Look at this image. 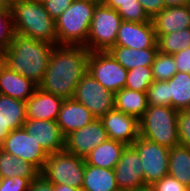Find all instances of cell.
I'll return each mask as SVG.
<instances>
[{
	"instance_id": "obj_22",
	"label": "cell",
	"mask_w": 190,
	"mask_h": 191,
	"mask_svg": "<svg viewBox=\"0 0 190 191\" xmlns=\"http://www.w3.org/2000/svg\"><path fill=\"white\" fill-rule=\"evenodd\" d=\"M126 146L120 141L107 139L85 157V162L100 168L114 169Z\"/></svg>"
},
{
	"instance_id": "obj_4",
	"label": "cell",
	"mask_w": 190,
	"mask_h": 191,
	"mask_svg": "<svg viewBox=\"0 0 190 191\" xmlns=\"http://www.w3.org/2000/svg\"><path fill=\"white\" fill-rule=\"evenodd\" d=\"M97 3L74 0L55 20L57 45L84 46Z\"/></svg>"
},
{
	"instance_id": "obj_30",
	"label": "cell",
	"mask_w": 190,
	"mask_h": 191,
	"mask_svg": "<svg viewBox=\"0 0 190 191\" xmlns=\"http://www.w3.org/2000/svg\"><path fill=\"white\" fill-rule=\"evenodd\" d=\"M158 51L174 55L190 47V28L166 35H156Z\"/></svg>"
},
{
	"instance_id": "obj_19",
	"label": "cell",
	"mask_w": 190,
	"mask_h": 191,
	"mask_svg": "<svg viewBox=\"0 0 190 191\" xmlns=\"http://www.w3.org/2000/svg\"><path fill=\"white\" fill-rule=\"evenodd\" d=\"M94 119L96 117L83 104L69 98L64 99L56 122L62 135L66 137L71 132L88 125Z\"/></svg>"
},
{
	"instance_id": "obj_25",
	"label": "cell",
	"mask_w": 190,
	"mask_h": 191,
	"mask_svg": "<svg viewBox=\"0 0 190 191\" xmlns=\"http://www.w3.org/2000/svg\"><path fill=\"white\" fill-rule=\"evenodd\" d=\"M148 108L146 92L123 88L115 93V109L140 119Z\"/></svg>"
},
{
	"instance_id": "obj_36",
	"label": "cell",
	"mask_w": 190,
	"mask_h": 191,
	"mask_svg": "<svg viewBox=\"0 0 190 191\" xmlns=\"http://www.w3.org/2000/svg\"><path fill=\"white\" fill-rule=\"evenodd\" d=\"M153 191H190L186 186L170 175H165L161 180L150 186Z\"/></svg>"
},
{
	"instance_id": "obj_6",
	"label": "cell",
	"mask_w": 190,
	"mask_h": 191,
	"mask_svg": "<svg viewBox=\"0 0 190 191\" xmlns=\"http://www.w3.org/2000/svg\"><path fill=\"white\" fill-rule=\"evenodd\" d=\"M85 166V158L64 149L48 154L40 175L53 184H67L73 188H82Z\"/></svg>"
},
{
	"instance_id": "obj_40",
	"label": "cell",
	"mask_w": 190,
	"mask_h": 191,
	"mask_svg": "<svg viewBox=\"0 0 190 191\" xmlns=\"http://www.w3.org/2000/svg\"><path fill=\"white\" fill-rule=\"evenodd\" d=\"M144 11L152 19L156 14L160 13L164 8L163 0H138Z\"/></svg>"
},
{
	"instance_id": "obj_5",
	"label": "cell",
	"mask_w": 190,
	"mask_h": 191,
	"mask_svg": "<svg viewBox=\"0 0 190 191\" xmlns=\"http://www.w3.org/2000/svg\"><path fill=\"white\" fill-rule=\"evenodd\" d=\"M179 113L171 106H148L139 119L140 137L168 148L179 145Z\"/></svg>"
},
{
	"instance_id": "obj_20",
	"label": "cell",
	"mask_w": 190,
	"mask_h": 191,
	"mask_svg": "<svg viewBox=\"0 0 190 191\" xmlns=\"http://www.w3.org/2000/svg\"><path fill=\"white\" fill-rule=\"evenodd\" d=\"M151 20L156 35H166L190 28V5L165 7Z\"/></svg>"
},
{
	"instance_id": "obj_39",
	"label": "cell",
	"mask_w": 190,
	"mask_h": 191,
	"mask_svg": "<svg viewBox=\"0 0 190 191\" xmlns=\"http://www.w3.org/2000/svg\"><path fill=\"white\" fill-rule=\"evenodd\" d=\"M173 58L179 72L190 74V47L174 54Z\"/></svg>"
},
{
	"instance_id": "obj_10",
	"label": "cell",
	"mask_w": 190,
	"mask_h": 191,
	"mask_svg": "<svg viewBox=\"0 0 190 191\" xmlns=\"http://www.w3.org/2000/svg\"><path fill=\"white\" fill-rule=\"evenodd\" d=\"M87 72L113 93L125 88L128 71L108 51L90 52Z\"/></svg>"
},
{
	"instance_id": "obj_31",
	"label": "cell",
	"mask_w": 190,
	"mask_h": 191,
	"mask_svg": "<svg viewBox=\"0 0 190 191\" xmlns=\"http://www.w3.org/2000/svg\"><path fill=\"white\" fill-rule=\"evenodd\" d=\"M153 81L151 66H138L128 70L125 88L138 92H147Z\"/></svg>"
},
{
	"instance_id": "obj_48",
	"label": "cell",
	"mask_w": 190,
	"mask_h": 191,
	"mask_svg": "<svg viewBox=\"0 0 190 191\" xmlns=\"http://www.w3.org/2000/svg\"><path fill=\"white\" fill-rule=\"evenodd\" d=\"M88 1H92V2H95L97 4H101L103 2V0H88Z\"/></svg>"
},
{
	"instance_id": "obj_44",
	"label": "cell",
	"mask_w": 190,
	"mask_h": 191,
	"mask_svg": "<svg viewBox=\"0 0 190 191\" xmlns=\"http://www.w3.org/2000/svg\"><path fill=\"white\" fill-rule=\"evenodd\" d=\"M6 67V50L0 48V72Z\"/></svg>"
},
{
	"instance_id": "obj_43",
	"label": "cell",
	"mask_w": 190,
	"mask_h": 191,
	"mask_svg": "<svg viewBox=\"0 0 190 191\" xmlns=\"http://www.w3.org/2000/svg\"><path fill=\"white\" fill-rule=\"evenodd\" d=\"M53 191H83L81 188H73L67 184L58 185L53 184Z\"/></svg>"
},
{
	"instance_id": "obj_23",
	"label": "cell",
	"mask_w": 190,
	"mask_h": 191,
	"mask_svg": "<svg viewBox=\"0 0 190 191\" xmlns=\"http://www.w3.org/2000/svg\"><path fill=\"white\" fill-rule=\"evenodd\" d=\"M108 52L128 71L138 66H151L158 52V47L136 50L114 46Z\"/></svg>"
},
{
	"instance_id": "obj_42",
	"label": "cell",
	"mask_w": 190,
	"mask_h": 191,
	"mask_svg": "<svg viewBox=\"0 0 190 191\" xmlns=\"http://www.w3.org/2000/svg\"><path fill=\"white\" fill-rule=\"evenodd\" d=\"M165 7L189 5L190 0H163Z\"/></svg>"
},
{
	"instance_id": "obj_29",
	"label": "cell",
	"mask_w": 190,
	"mask_h": 191,
	"mask_svg": "<svg viewBox=\"0 0 190 191\" xmlns=\"http://www.w3.org/2000/svg\"><path fill=\"white\" fill-rule=\"evenodd\" d=\"M105 6L117 11L123 21L150 22L151 18L144 11L138 0H103Z\"/></svg>"
},
{
	"instance_id": "obj_17",
	"label": "cell",
	"mask_w": 190,
	"mask_h": 191,
	"mask_svg": "<svg viewBox=\"0 0 190 191\" xmlns=\"http://www.w3.org/2000/svg\"><path fill=\"white\" fill-rule=\"evenodd\" d=\"M64 99L39 87L25 102L26 118L56 121Z\"/></svg>"
},
{
	"instance_id": "obj_46",
	"label": "cell",
	"mask_w": 190,
	"mask_h": 191,
	"mask_svg": "<svg viewBox=\"0 0 190 191\" xmlns=\"http://www.w3.org/2000/svg\"><path fill=\"white\" fill-rule=\"evenodd\" d=\"M136 191H153V189L150 186H146V187L138 189Z\"/></svg>"
},
{
	"instance_id": "obj_32",
	"label": "cell",
	"mask_w": 190,
	"mask_h": 191,
	"mask_svg": "<svg viewBox=\"0 0 190 191\" xmlns=\"http://www.w3.org/2000/svg\"><path fill=\"white\" fill-rule=\"evenodd\" d=\"M154 81H167L178 71L173 55L157 52L151 65Z\"/></svg>"
},
{
	"instance_id": "obj_16",
	"label": "cell",
	"mask_w": 190,
	"mask_h": 191,
	"mask_svg": "<svg viewBox=\"0 0 190 191\" xmlns=\"http://www.w3.org/2000/svg\"><path fill=\"white\" fill-rule=\"evenodd\" d=\"M23 128L47 154L64 150L65 137L56 121L27 119Z\"/></svg>"
},
{
	"instance_id": "obj_8",
	"label": "cell",
	"mask_w": 190,
	"mask_h": 191,
	"mask_svg": "<svg viewBox=\"0 0 190 191\" xmlns=\"http://www.w3.org/2000/svg\"><path fill=\"white\" fill-rule=\"evenodd\" d=\"M72 99L83 104L96 118L115 108V93L103 87L89 72L77 84Z\"/></svg>"
},
{
	"instance_id": "obj_21",
	"label": "cell",
	"mask_w": 190,
	"mask_h": 191,
	"mask_svg": "<svg viewBox=\"0 0 190 191\" xmlns=\"http://www.w3.org/2000/svg\"><path fill=\"white\" fill-rule=\"evenodd\" d=\"M38 85L7 66L0 72V94L27 101L36 91Z\"/></svg>"
},
{
	"instance_id": "obj_11",
	"label": "cell",
	"mask_w": 190,
	"mask_h": 191,
	"mask_svg": "<svg viewBox=\"0 0 190 191\" xmlns=\"http://www.w3.org/2000/svg\"><path fill=\"white\" fill-rule=\"evenodd\" d=\"M0 149L18 157L22 161L30 163L39 172L42 171L48 158V154L45 150L29 136L24 128L11 131Z\"/></svg>"
},
{
	"instance_id": "obj_34",
	"label": "cell",
	"mask_w": 190,
	"mask_h": 191,
	"mask_svg": "<svg viewBox=\"0 0 190 191\" xmlns=\"http://www.w3.org/2000/svg\"><path fill=\"white\" fill-rule=\"evenodd\" d=\"M13 34L10 9L0 8V48L7 49Z\"/></svg>"
},
{
	"instance_id": "obj_13",
	"label": "cell",
	"mask_w": 190,
	"mask_h": 191,
	"mask_svg": "<svg viewBox=\"0 0 190 191\" xmlns=\"http://www.w3.org/2000/svg\"><path fill=\"white\" fill-rule=\"evenodd\" d=\"M117 186L120 190L136 191L146 187L141 158L132 145H127L114 167Z\"/></svg>"
},
{
	"instance_id": "obj_45",
	"label": "cell",
	"mask_w": 190,
	"mask_h": 191,
	"mask_svg": "<svg viewBox=\"0 0 190 191\" xmlns=\"http://www.w3.org/2000/svg\"><path fill=\"white\" fill-rule=\"evenodd\" d=\"M13 0H0V8L10 9Z\"/></svg>"
},
{
	"instance_id": "obj_7",
	"label": "cell",
	"mask_w": 190,
	"mask_h": 191,
	"mask_svg": "<svg viewBox=\"0 0 190 191\" xmlns=\"http://www.w3.org/2000/svg\"><path fill=\"white\" fill-rule=\"evenodd\" d=\"M122 17L116 10L97 4L94 9L88 39L84 45L90 52L109 51L115 46Z\"/></svg>"
},
{
	"instance_id": "obj_26",
	"label": "cell",
	"mask_w": 190,
	"mask_h": 191,
	"mask_svg": "<svg viewBox=\"0 0 190 191\" xmlns=\"http://www.w3.org/2000/svg\"><path fill=\"white\" fill-rule=\"evenodd\" d=\"M168 175L190 189V148L183 145L169 148Z\"/></svg>"
},
{
	"instance_id": "obj_33",
	"label": "cell",
	"mask_w": 190,
	"mask_h": 191,
	"mask_svg": "<svg viewBox=\"0 0 190 191\" xmlns=\"http://www.w3.org/2000/svg\"><path fill=\"white\" fill-rule=\"evenodd\" d=\"M146 94L148 106H169L168 81H153Z\"/></svg>"
},
{
	"instance_id": "obj_35",
	"label": "cell",
	"mask_w": 190,
	"mask_h": 191,
	"mask_svg": "<svg viewBox=\"0 0 190 191\" xmlns=\"http://www.w3.org/2000/svg\"><path fill=\"white\" fill-rule=\"evenodd\" d=\"M36 178H22L12 176L11 178H2L0 182V191H27L29 184Z\"/></svg>"
},
{
	"instance_id": "obj_47",
	"label": "cell",
	"mask_w": 190,
	"mask_h": 191,
	"mask_svg": "<svg viewBox=\"0 0 190 191\" xmlns=\"http://www.w3.org/2000/svg\"><path fill=\"white\" fill-rule=\"evenodd\" d=\"M183 111H184L187 115L190 116V105H188Z\"/></svg>"
},
{
	"instance_id": "obj_15",
	"label": "cell",
	"mask_w": 190,
	"mask_h": 191,
	"mask_svg": "<svg viewBox=\"0 0 190 191\" xmlns=\"http://www.w3.org/2000/svg\"><path fill=\"white\" fill-rule=\"evenodd\" d=\"M115 46L136 50L158 47L152 20L150 22L122 21Z\"/></svg>"
},
{
	"instance_id": "obj_38",
	"label": "cell",
	"mask_w": 190,
	"mask_h": 191,
	"mask_svg": "<svg viewBox=\"0 0 190 191\" xmlns=\"http://www.w3.org/2000/svg\"><path fill=\"white\" fill-rule=\"evenodd\" d=\"M74 0H46L43 4L45 10L53 20H56Z\"/></svg>"
},
{
	"instance_id": "obj_41",
	"label": "cell",
	"mask_w": 190,
	"mask_h": 191,
	"mask_svg": "<svg viewBox=\"0 0 190 191\" xmlns=\"http://www.w3.org/2000/svg\"><path fill=\"white\" fill-rule=\"evenodd\" d=\"M27 191H53V183L46 181L41 175L29 184Z\"/></svg>"
},
{
	"instance_id": "obj_18",
	"label": "cell",
	"mask_w": 190,
	"mask_h": 191,
	"mask_svg": "<svg viewBox=\"0 0 190 191\" xmlns=\"http://www.w3.org/2000/svg\"><path fill=\"white\" fill-rule=\"evenodd\" d=\"M26 120L25 101L0 94V147L11 131L23 128Z\"/></svg>"
},
{
	"instance_id": "obj_49",
	"label": "cell",
	"mask_w": 190,
	"mask_h": 191,
	"mask_svg": "<svg viewBox=\"0 0 190 191\" xmlns=\"http://www.w3.org/2000/svg\"><path fill=\"white\" fill-rule=\"evenodd\" d=\"M30 1H33V2H37V3H44L46 0H30Z\"/></svg>"
},
{
	"instance_id": "obj_1",
	"label": "cell",
	"mask_w": 190,
	"mask_h": 191,
	"mask_svg": "<svg viewBox=\"0 0 190 191\" xmlns=\"http://www.w3.org/2000/svg\"><path fill=\"white\" fill-rule=\"evenodd\" d=\"M89 53L85 46H55L38 87L63 99L72 98L77 84L88 71Z\"/></svg>"
},
{
	"instance_id": "obj_9",
	"label": "cell",
	"mask_w": 190,
	"mask_h": 191,
	"mask_svg": "<svg viewBox=\"0 0 190 191\" xmlns=\"http://www.w3.org/2000/svg\"><path fill=\"white\" fill-rule=\"evenodd\" d=\"M132 146L141 158L145 186H151L168 175V147L148 141L140 136Z\"/></svg>"
},
{
	"instance_id": "obj_2",
	"label": "cell",
	"mask_w": 190,
	"mask_h": 191,
	"mask_svg": "<svg viewBox=\"0 0 190 191\" xmlns=\"http://www.w3.org/2000/svg\"><path fill=\"white\" fill-rule=\"evenodd\" d=\"M55 46L14 33L6 49V66L39 86Z\"/></svg>"
},
{
	"instance_id": "obj_12",
	"label": "cell",
	"mask_w": 190,
	"mask_h": 191,
	"mask_svg": "<svg viewBox=\"0 0 190 191\" xmlns=\"http://www.w3.org/2000/svg\"><path fill=\"white\" fill-rule=\"evenodd\" d=\"M108 139L100 118L88 125L71 132L65 137V150L76 156L85 158L95 147Z\"/></svg>"
},
{
	"instance_id": "obj_27",
	"label": "cell",
	"mask_w": 190,
	"mask_h": 191,
	"mask_svg": "<svg viewBox=\"0 0 190 191\" xmlns=\"http://www.w3.org/2000/svg\"><path fill=\"white\" fill-rule=\"evenodd\" d=\"M167 81L169 106L178 111H183L190 105V74L177 71Z\"/></svg>"
},
{
	"instance_id": "obj_3",
	"label": "cell",
	"mask_w": 190,
	"mask_h": 191,
	"mask_svg": "<svg viewBox=\"0 0 190 191\" xmlns=\"http://www.w3.org/2000/svg\"><path fill=\"white\" fill-rule=\"evenodd\" d=\"M10 15L15 34L57 46L55 20L47 13L44 4L30 0H13Z\"/></svg>"
},
{
	"instance_id": "obj_37",
	"label": "cell",
	"mask_w": 190,
	"mask_h": 191,
	"mask_svg": "<svg viewBox=\"0 0 190 191\" xmlns=\"http://www.w3.org/2000/svg\"><path fill=\"white\" fill-rule=\"evenodd\" d=\"M179 145L190 148V116L180 111L178 116Z\"/></svg>"
},
{
	"instance_id": "obj_14",
	"label": "cell",
	"mask_w": 190,
	"mask_h": 191,
	"mask_svg": "<svg viewBox=\"0 0 190 191\" xmlns=\"http://www.w3.org/2000/svg\"><path fill=\"white\" fill-rule=\"evenodd\" d=\"M108 139L132 145L140 136L139 119L115 108L102 116Z\"/></svg>"
},
{
	"instance_id": "obj_28",
	"label": "cell",
	"mask_w": 190,
	"mask_h": 191,
	"mask_svg": "<svg viewBox=\"0 0 190 191\" xmlns=\"http://www.w3.org/2000/svg\"><path fill=\"white\" fill-rule=\"evenodd\" d=\"M0 175L1 178H11L12 176L37 178L40 172L30 163L0 149Z\"/></svg>"
},
{
	"instance_id": "obj_24",
	"label": "cell",
	"mask_w": 190,
	"mask_h": 191,
	"mask_svg": "<svg viewBox=\"0 0 190 191\" xmlns=\"http://www.w3.org/2000/svg\"><path fill=\"white\" fill-rule=\"evenodd\" d=\"M83 191H119L114 169L100 168L86 163Z\"/></svg>"
}]
</instances>
